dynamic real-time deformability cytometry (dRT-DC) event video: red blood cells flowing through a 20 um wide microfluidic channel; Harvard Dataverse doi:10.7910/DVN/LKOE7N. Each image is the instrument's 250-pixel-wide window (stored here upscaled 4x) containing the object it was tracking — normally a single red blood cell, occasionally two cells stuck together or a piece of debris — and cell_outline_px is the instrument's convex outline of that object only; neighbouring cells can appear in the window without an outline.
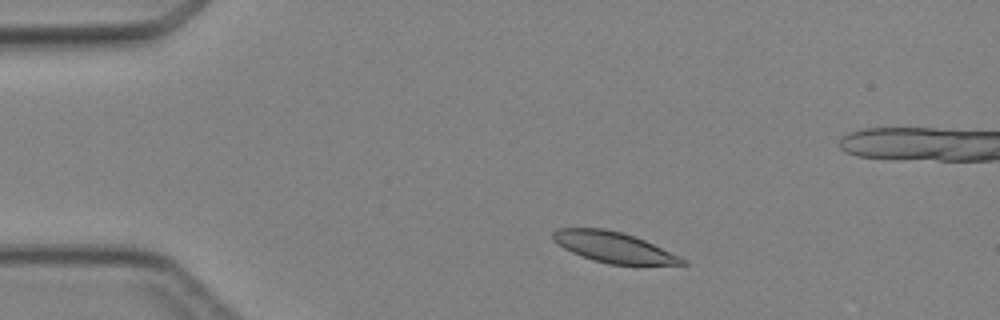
{"species": "Egyptian fruit bat (a non-hibernating species)", "species_latin": "Rousettus aegyptiacus", "temperature_condition": "cold", "stored_images_in_passage": 4, "camera_frame_rate_fps": 3000, "um_per_image_px": 0.085, "animal": {"sex": "female"}, "frame": {"image": 1, "passage_image": 2, "time_ms": 1.0, "image_size_px": [1000, 320], "cell_outline_px": [[688, 264], [608, 264], [592, 260], [580, 256], [564, 248], [552, 240], [552, 232], [556, 228], [604, 228], [620, 232], [644, 240], [680, 256], [688, 260]], "centroid_in_image_um": [52.12, 21.01], "position_along_channel_um": 32.9, "area_um2": 22.89}}